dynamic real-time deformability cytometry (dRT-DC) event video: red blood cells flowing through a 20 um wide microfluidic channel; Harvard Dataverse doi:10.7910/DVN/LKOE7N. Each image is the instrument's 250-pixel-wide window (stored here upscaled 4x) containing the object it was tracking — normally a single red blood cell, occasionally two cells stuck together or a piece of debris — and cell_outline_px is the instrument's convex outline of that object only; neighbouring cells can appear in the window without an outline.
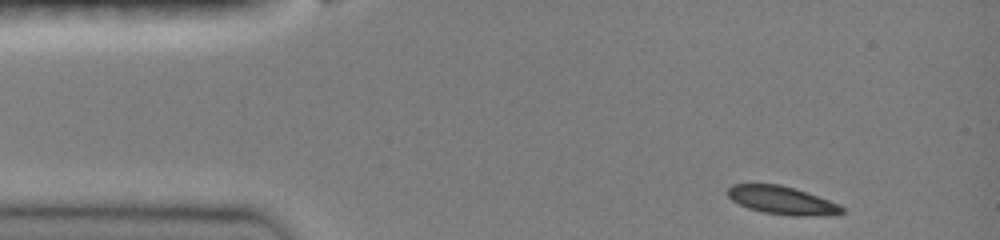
{"species": "common noctule bat (a hibernating species)", "species_latin": "Nyctalus noctula", "temperature_condition": "room temperature", "stored_images_in_passage": 7, "camera_frame_rate_fps": 3000, "um_per_image_px": 0.085, "animal": {"sex": "female", "body_mass_g": 19.0, "forearm_length_mm": 51.5}, "frame": {"image": 1, "passage_image": 1, "time_ms": 0.0, "image_size_px": [1000, 240], "cell_outline_px": [[844, 212], [832, 216], [792, 216], [764, 212], [748, 208], [732, 200], [728, 196], [728, 188], [732, 184], [780, 184], [796, 188], [840, 204], [844, 208]], "centroid_in_image_um": [66.53, 17.03], "position_along_channel_um": 18.5, "area_um2": 18.9}}
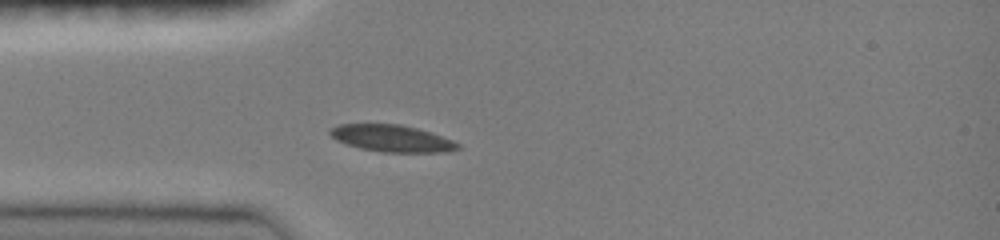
{"frame": {"image": 2, "passage_image": 5, "time_ms": 2.667, "image_size_px": [1000, 240], "cell_outline_px": [[460, 148], [448, 152], [380, 152], [360, 148], [336, 140], [328, 132], [336, 124], [400, 124], [432, 132], [452, 140], [460, 144]], "centroid_in_image_um": [33.32, 11.76], "position_along_channel_um": 51.7, "area_um2": 20.0}}